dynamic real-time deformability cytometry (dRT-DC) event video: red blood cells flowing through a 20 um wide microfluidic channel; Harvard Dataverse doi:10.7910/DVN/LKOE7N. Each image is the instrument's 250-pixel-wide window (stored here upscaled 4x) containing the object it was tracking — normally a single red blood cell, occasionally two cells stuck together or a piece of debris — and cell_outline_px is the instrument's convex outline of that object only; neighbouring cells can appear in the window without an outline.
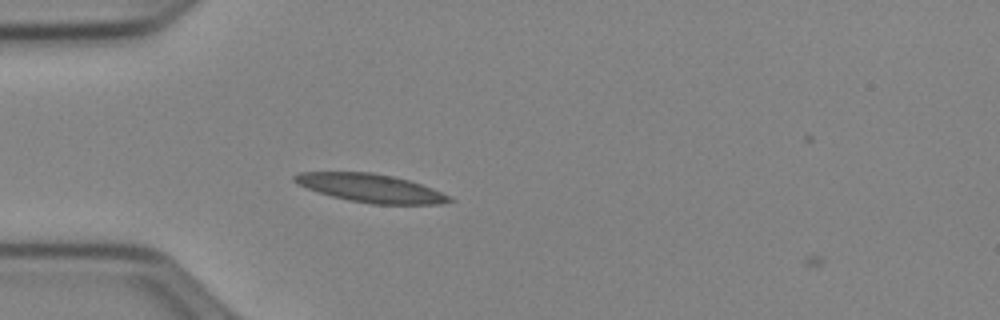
{"species": "Egyptian fruit bat (a non-hibernating species)", "species_latin": "Rousettus aegyptiacus", "temperature_condition": "cold", "stored_images_in_passage": 8, "camera_frame_rate_fps": 3000, "um_per_image_px": 0.085, "animal": {"sex": "female"}, "frame": {"image": 1, "passage_image": 7, "time_ms": 2.0, "image_size_px": [1000, 320], "cell_outline_px": [[456, 200], [440, 204], [372, 204], [348, 200], [332, 196], [308, 188], [292, 180], [292, 176], [300, 172], [372, 172], [392, 176], [408, 180], [432, 188]], "centroid_in_image_um": [31.51, 15.99], "position_along_channel_um": 53.5, "area_um2": 25.26}}